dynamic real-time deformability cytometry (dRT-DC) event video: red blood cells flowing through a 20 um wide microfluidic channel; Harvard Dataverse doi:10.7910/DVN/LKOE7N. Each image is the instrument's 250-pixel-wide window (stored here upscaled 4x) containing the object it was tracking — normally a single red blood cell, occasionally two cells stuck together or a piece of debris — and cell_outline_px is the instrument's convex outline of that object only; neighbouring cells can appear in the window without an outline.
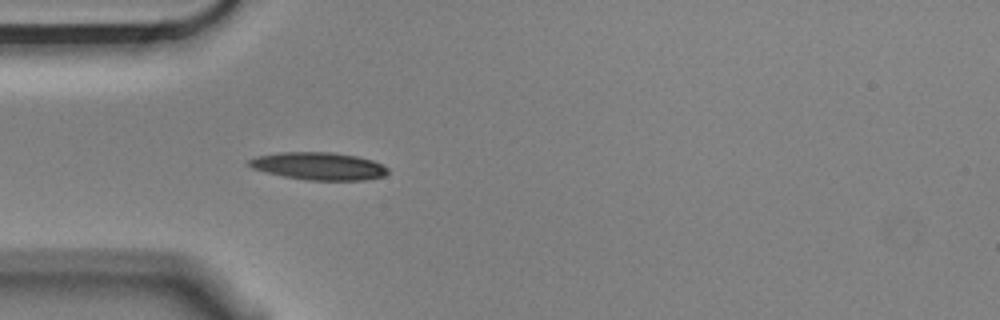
{"species": "Egyptian fruit bat (a non-hibernating species)", "species_latin": "Rousettus aegyptiacus", "temperature_condition": "cold", "stored_images_in_passage": 4, "camera_frame_rate_fps": 3000, "um_per_image_px": 0.085, "animal": {"sex": "male"}, "frame": {"image": 1, "passage_image": 4, "time_ms": 1.0, "image_size_px": [1000, 320], "cell_outline_px": [[388, 172], [384, 176], [364, 180], [308, 180], [284, 176], [264, 172], [252, 168], [248, 164], [248, 160], [256, 156], [280, 152], [332, 152], [356, 156], [372, 160], [388, 168]], "centroid_in_image_um": [27.07, 14.11], "position_along_channel_um": 57.9, "area_um2": 22.25}}